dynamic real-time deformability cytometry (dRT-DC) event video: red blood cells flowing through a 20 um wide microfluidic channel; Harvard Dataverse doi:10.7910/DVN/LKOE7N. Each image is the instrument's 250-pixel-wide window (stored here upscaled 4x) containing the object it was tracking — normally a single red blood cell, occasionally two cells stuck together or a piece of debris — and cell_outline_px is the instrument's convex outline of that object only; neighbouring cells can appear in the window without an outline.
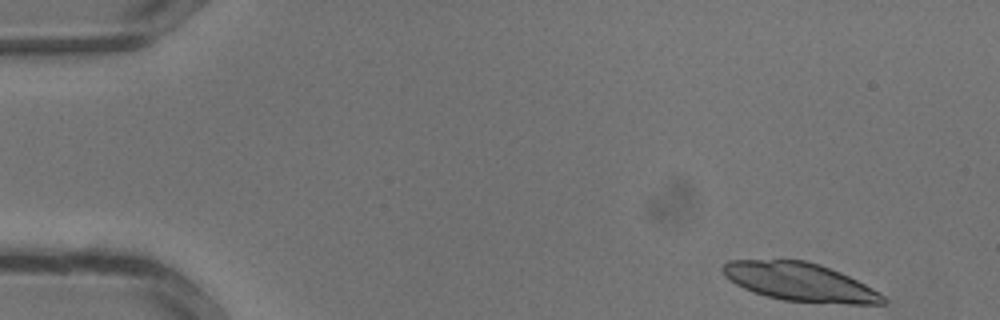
{"species": "common noctule bat (a hibernating species)", "species_latin": "Nyctalus noctula", "temperature_condition": "warm", "stored_images_in_passage": 7, "camera_frame_rate_fps": 3000, "um_per_image_px": 0.085, "animal": {"sex": "male", "body_mass_g": 13.3}, "frame": {"image": 1, "passage_image": 1, "time_ms": 0.0, "image_size_px": [1000, 320], "cell_outline_px": [[888, 300], [884, 304], [848, 304], [784, 300], [768, 296], [744, 288], [728, 280], [724, 276], [720, 268], [728, 260], [804, 260], [820, 264], [840, 272], [880, 292]], "centroid_in_image_um": [67.99, 23.96], "position_along_channel_um": 17.0, "area_um2": 35.6}}